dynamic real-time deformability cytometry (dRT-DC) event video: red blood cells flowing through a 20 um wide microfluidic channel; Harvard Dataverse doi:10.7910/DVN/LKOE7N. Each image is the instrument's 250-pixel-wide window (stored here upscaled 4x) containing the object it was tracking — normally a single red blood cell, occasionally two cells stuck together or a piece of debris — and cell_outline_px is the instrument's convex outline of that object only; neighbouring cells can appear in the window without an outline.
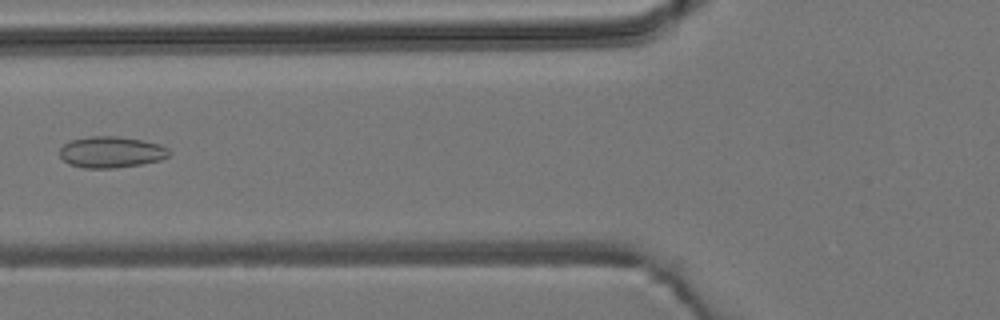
{"species": "common noctule bat (a hibernating species)", "species_latin": "Nyctalus noctula", "temperature_condition": "room temperature", "stored_images_in_passage": 5, "camera_frame_rate_fps": 3000, "um_per_image_px": 0.085, "animal": {"sex": "male", "body_mass_g": 19.2, "forearm_length_mm": 51.8}, "frame": {"image": 1, "passage_image": 5, "time_ms": 6.333, "image_size_px": [1000, 320], "cell_outline_px": [[172, 152], [168, 156], [160, 160], [140, 164], [116, 168], [84, 168], [68, 164], [60, 156], [60, 148], [68, 140], [88, 136], [116, 136], [144, 140], [160, 144], [168, 148]], "centroid_in_image_um": [9.45, 12.92], "position_along_channel_um": 116.4, "area_um2": 20.17}}